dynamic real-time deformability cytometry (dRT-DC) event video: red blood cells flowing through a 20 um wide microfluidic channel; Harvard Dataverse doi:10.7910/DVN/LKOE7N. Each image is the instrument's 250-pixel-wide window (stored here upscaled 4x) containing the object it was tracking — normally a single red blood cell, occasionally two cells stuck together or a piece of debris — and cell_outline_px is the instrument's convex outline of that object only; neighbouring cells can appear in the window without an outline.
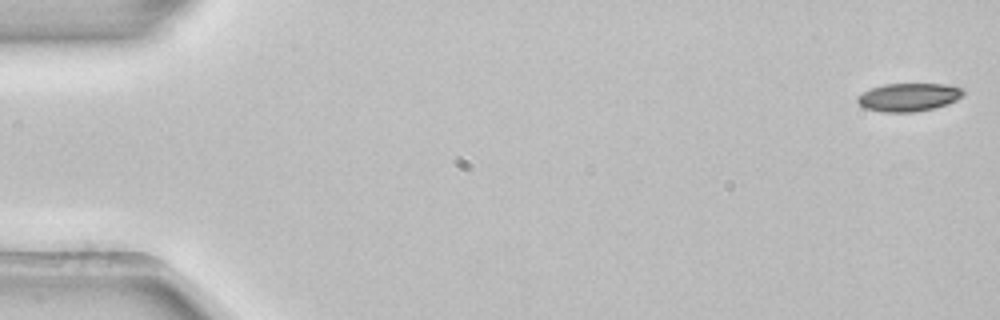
{"species": "common noctule bat (a hibernating species)", "species_latin": "Nyctalus noctula", "temperature_condition": "room temperature", "stored_images_in_passage": 4, "camera_frame_rate_fps": 3000, "um_per_image_px": 0.085, "animal": {"sex": "female", "body_mass_g": 22.7, "forearm_length_mm": 54.2}, "frame": {"image": 1, "passage_image": 1, "time_ms": 0.0, "image_size_px": [1000, 320], "cell_outline_px": [[964, 92], [956, 100], [932, 108], [912, 112], [884, 112], [864, 108], [856, 100], [856, 96], [872, 88], [884, 84], [944, 84], [960, 88]], "centroid_in_image_um": [77.17, 8.26], "position_along_channel_um": 7.8, "area_um2": 16.99}}
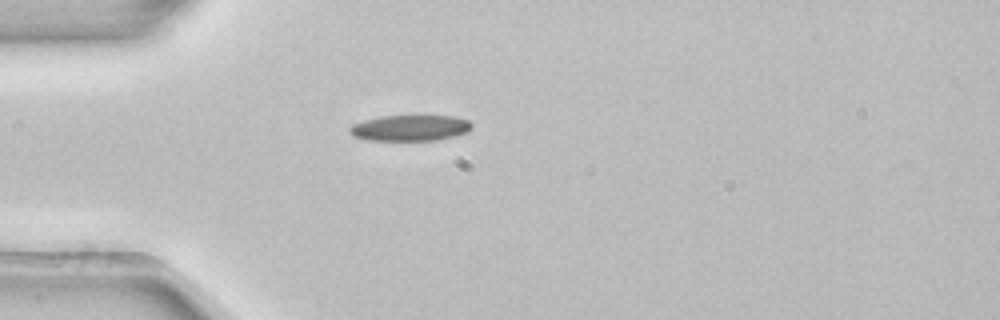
{"frame": {"image": 2, "passage_image": 4, "time_ms": 1.0, "image_size_px": [1000, 320], "cell_outline_px": [[472, 128], [468, 132], [456, 136], [436, 140], [368, 140], [352, 136], [348, 132], [348, 128], [352, 124], [364, 120], [380, 116], [456, 116], [468, 120], [472, 124]], "centroid_in_image_um": [34.85, 10.87], "position_along_channel_um": 50.1, "area_um2": 18.61}}